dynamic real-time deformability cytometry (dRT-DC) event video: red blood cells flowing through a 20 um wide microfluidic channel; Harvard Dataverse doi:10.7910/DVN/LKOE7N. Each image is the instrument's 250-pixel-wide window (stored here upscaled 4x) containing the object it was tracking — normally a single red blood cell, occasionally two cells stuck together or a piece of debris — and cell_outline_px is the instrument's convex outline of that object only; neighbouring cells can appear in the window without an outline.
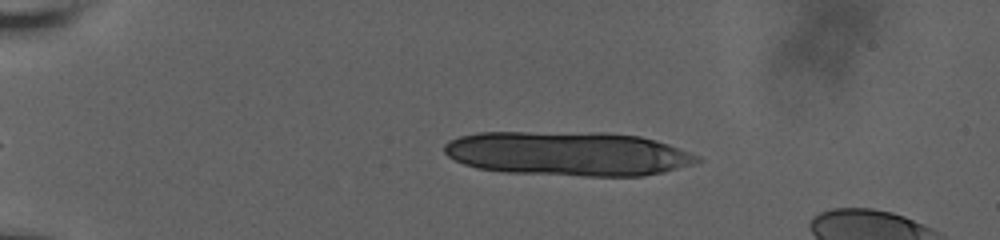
{"species": "human", "species_latin": "Homo sapiens", "temperature_condition": "room temperature", "stored_images_in_passage": 8, "camera_frame_rate_fps": 3000, "um_per_image_px": 0.085, "donor": {"sex": "male"}, "frame": {"image": 1, "passage_image": 2, "time_ms": 0.667, "image_size_px": [1000, 240], "cell_outline_px": [[704, 160], [692, 164], [664, 172], [644, 176], [584, 176], [504, 172], [476, 168], [464, 164], [448, 156], [444, 152], [444, 144], [448, 140], [460, 136], [476, 132], [608, 132], [640, 136], [656, 140], [668, 144], [700, 156]], "centroid_in_image_um": [48.28, 13.05], "position_along_channel_um": 36.7, "area_um2": 65.83}}